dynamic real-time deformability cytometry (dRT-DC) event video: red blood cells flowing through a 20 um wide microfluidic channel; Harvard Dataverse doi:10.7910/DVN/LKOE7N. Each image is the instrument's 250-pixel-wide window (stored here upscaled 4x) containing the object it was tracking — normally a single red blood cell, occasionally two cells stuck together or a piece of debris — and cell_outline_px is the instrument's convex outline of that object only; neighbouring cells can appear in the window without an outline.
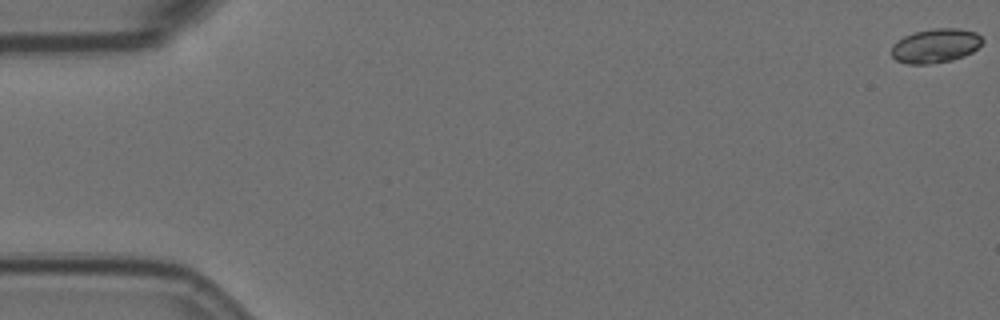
{"species": "Egyptian fruit bat (a non-hibernating species)", "species_latin": "Rousettus aegyptiacus", "temperature_condition": "room temperature", "stored_images_in_passage": 58, "camera_frame_rate_fps": 3000, "um_per_image_px": 0.085, "animal": {"sex": "female"}, "frame": {"image": 1, "passage_image": 1, "time_ms": 0.0, "image_size_px": [1000, 320], "cell_outline_px": [[984, 40], [972, 52], [964, 56], [952, 60], [928, 64], [908, 64], [896, 60], [892, 56], [892, 44], [904, 36], [912, 32], [932, 28], [960, 28], [976, 32]], "centroid_in_image_um": [79.5, 3.87], "position_along_channel_um": 5.5, "area_um2": 18.21}}
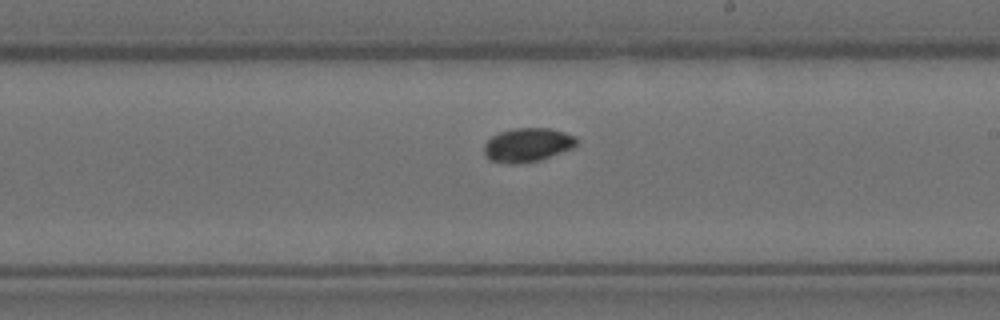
{"frame": {"image": 2, "passage_image": 34, "time_ms": 11.0, "image_size_px": [1000, 320], "cell_outline_px": [[576, 144], [572, 148], [540, 160], [512, 164], [508, 164], [492, 160], [484, 152], [484, 144], [492, 136], [500, 132], [516, 128], [548, 128], [564, 132], [576, 136]], "centroid_in_image_um": [44.84, 12.31], "position_along_channel_um": 244.2, "area_um2": 17.98}}
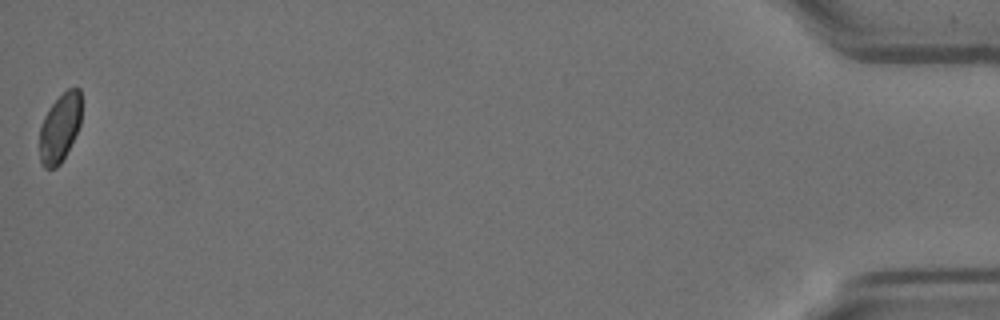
{"frame": {"image": 3, "passage_image": 58, "time_ms": 19.0, "image_size_px": [1000, 320], "cell_outline_px": [[80, 124], [60, 164], [56, 168], [44, 168], [40, 164], [40, 128], [44, 116], [48, 108], [68, 88], [80, 88]], "centroid_in_image_um": [5.06, 10.87], "position_along_channel_um": 430.1, "area_um2": 16.42}, "authors_computed_cell_mechanics": {"area_um2": 17.9469, "velocity_mm_per_s": 3.5586, "shape_relaxation_time_tau1_ms": 4.6537, "shape_relaxation_time_tau2_ms": null, "deformation_change_tau1": 0.0694, "deformation_change_tau2": null}}